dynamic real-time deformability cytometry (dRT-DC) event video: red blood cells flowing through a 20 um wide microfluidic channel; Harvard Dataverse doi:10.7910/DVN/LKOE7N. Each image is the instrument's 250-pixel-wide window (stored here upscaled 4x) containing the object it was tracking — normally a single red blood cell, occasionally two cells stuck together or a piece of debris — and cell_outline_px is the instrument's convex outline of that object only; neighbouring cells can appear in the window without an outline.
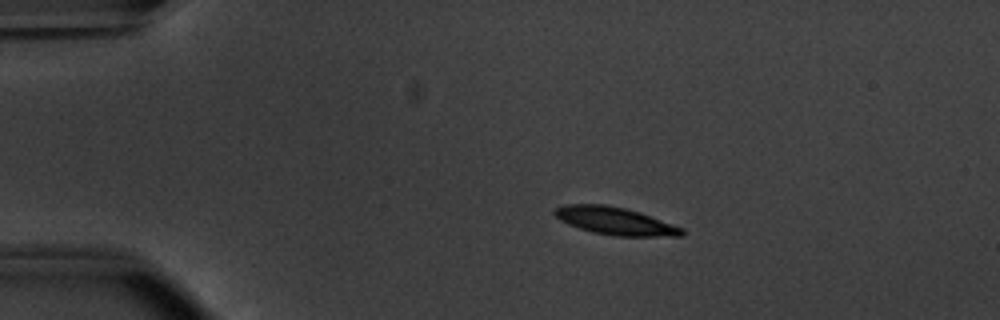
{"species": "common noctule bat (a hibernating species)", "species_latin": "Nyctalus noctula", "temperature_condition": "warm", "stored_images_in_passage": 44, "camera_frame_rate_fps": 3000, "um_per_image_px": 0.085, "animal": {"sex": "male", "body_mass_g": 20.1, "forearm_length_mm": 53.5}, "frame": {"image": 1, "passage_image": 1, "time_ms": 0.0, "image_size_px": [1000, 320], "cell_outline_px": [[684, 232], [680, 236], [616, 236], [592, 232], [568, 224], [560, 220], [552, 212], [556, 208], [564, 204], [604, 204], [624, 208], [640, 212], [684, 228]], "centroid_in_image_um": [52.28, 18.78], "position_along_channel_um": 32.7, "area_um2": 20.4}}
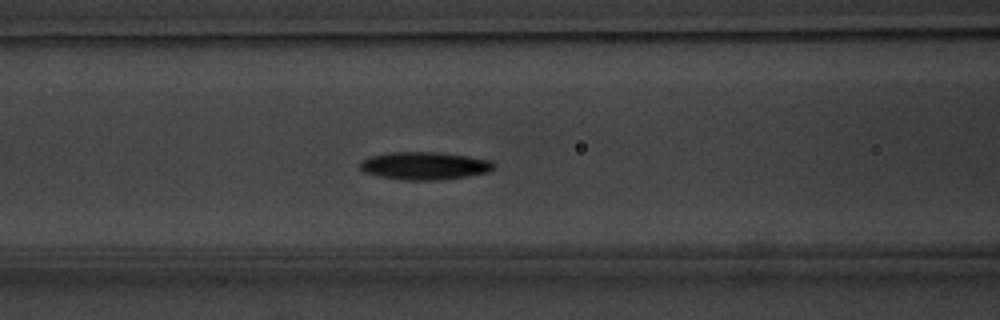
{"frame": {"image": 2, "passage_image": 13, "time_ms": 4.0, "image_size_px": [1000, 320], "cell_outline_px": [[496, 164], [488, 172], [468, 176], [436, 180], [404, 180], [380, 176], [364, 172], [360, 168], [360, 160], [368, 156], [388, 152], [436, 152], [468, 156], [492, 160]], "centroid_in_image_um": [36.07, 14.08], "position_along_channel_um": 130.5, "area_um2": 21.73}}
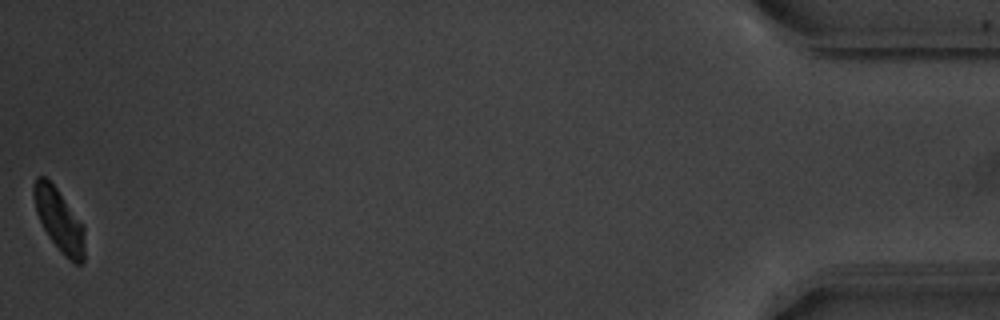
{"frame": {"image": 3, "passage_image": 44, "time_ms": 14.333, "image_size_px": [1000, 320], "cell_outline_px": [[84, 260], [80, 264], [76, 264], [64, 256], [60, 252], [48, 236], [36, 212], [32, 192], [32, 184], [36, 176], [44, 176], [56, 188], [84, 228]], "centroid_in_image_um": [4.99, 18.72], "position_along_channel_um": 430.2, "area_um2": 18.26}, "authors_computed_cell_mechanics": {"area_um2": 20.4323, "velocity_mm_per_s": 3.7677, "shape_relaxation_time_tau1_ms": 1.6126, "shape_relaxation_time_tau2_ms": null, "deformation_change_tau1": 0.1148, "deformation_change_tau2": null}}